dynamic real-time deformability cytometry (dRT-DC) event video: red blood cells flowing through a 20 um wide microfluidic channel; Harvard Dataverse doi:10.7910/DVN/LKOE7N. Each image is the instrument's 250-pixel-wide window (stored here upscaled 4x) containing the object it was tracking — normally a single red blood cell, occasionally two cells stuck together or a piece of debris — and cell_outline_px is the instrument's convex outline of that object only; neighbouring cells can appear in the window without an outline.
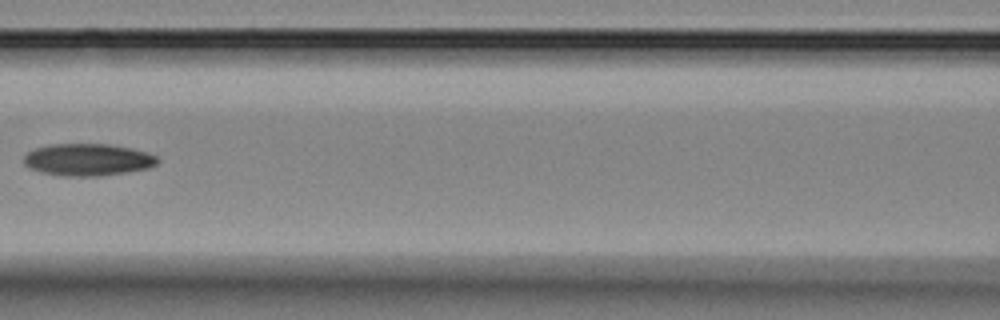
{"species": "Egyptian fruit bat (a non-hibernating species)", "species_latin": "Rousettus aegyptiacus", "temperature_condition": "room temperature", "stored_images_in_passage": 15, "camera_frame_rate_fps": 3000, "um_per_image_px": 0.085, "animal": {"sex": "female"}, "frame": {"image": 1, "passage_image": 7, "time_ms": 7.0, "image_size_px": [1000, 320], "cell_outline_px": [[160, 160], [152, 168], [100, 176], [64, 176], [44, 172], [28, 168], [24, 164], [24, 156], [28, 152], [36, 148], [48, 144], [108, 144], [132, 148], [148, 152], [156, 156]], "centroid_in_image_um": [7.5, 13.57], "position_along_channel_um": 159.1, "area_um2": 25.14}}
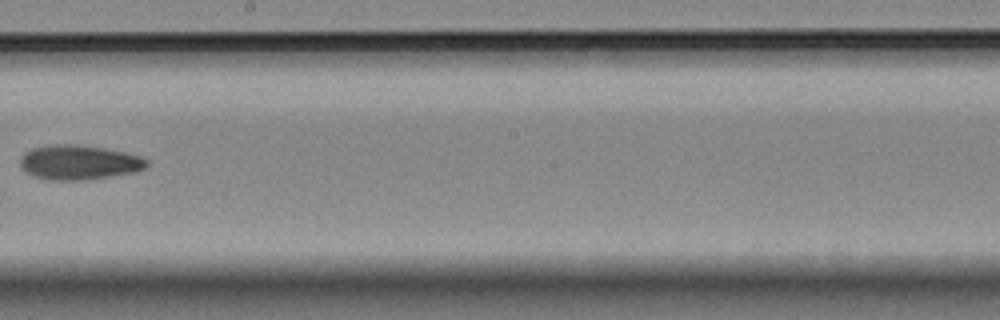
{"frame": {"image": 2, "passage_image": 9, "time_ms": 9.333, "image_size_px": [1000, 320], "cell_outline_px": [[148, 168], [136, 172], [88, 180], [48, 180], [32, 176], [24, 172], [20, 168], [20, 156], [24, 152], [32, 148], [56, 144], [76, 144], [104, 148], [124, 152], [140, 156], [148, 160]], "centroid_in_image_um": [6.7, 13.81], "position_along_channel_um": 241.5, "area_um2": 25.95}}